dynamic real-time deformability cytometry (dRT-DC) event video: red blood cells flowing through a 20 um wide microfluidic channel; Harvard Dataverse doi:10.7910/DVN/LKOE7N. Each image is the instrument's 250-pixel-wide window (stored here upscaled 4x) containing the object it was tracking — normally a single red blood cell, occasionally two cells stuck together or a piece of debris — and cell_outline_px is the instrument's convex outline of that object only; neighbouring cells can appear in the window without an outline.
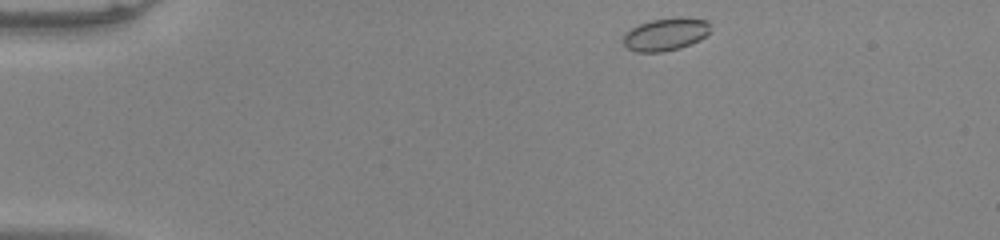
{"species": "common noctule bat (a hibernating species)", "species_latin": "Nyctalus noctula", "temperature_condition": "warm", "stored_images_in_passage": 44, "camera_frame_rate_fps": 3000, "um_per_image_px": 0.085, "animal": {"sex": "male", "body_mass_g": 20.0, "forearm_length_mm": 53.3}, "frame": {"image": 1, "passage_image": 1, "time_ms": 0.0, "image_size_px": [1000, 240], "cell_outline_px": [[708, 32], [700, 40], [680, 48], [664, 52], [636, 52], [628, 48], [624, 44], [624, 36], [632, 28], [640, 24], [652, 20], [680, 16], [708, 20]], "centroid_in_image_um": [56.59, 2.91], "position_along_channel_um": 28.4, "area_um2": 16.42}}
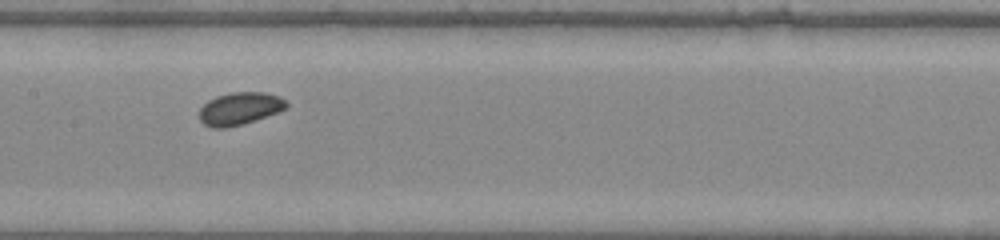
{"frame": {"image": 2, "passage_image": 19, "time_ms": 6.0, "image_size_px": [1000, 240], "cell_outline_px": [[288, 108], [280, 112], [244, 124], [224, 128], [212, 128], [204, 124], [200, 120], [200, 108], [208, 100], [216, 96], [232, 92], [264, 92], [280, 96], [288, 104]], "centroid_in_image_um": [20.41, 9.23], "position_along_channel_um": 187.0, "area_um2": 16.7}}
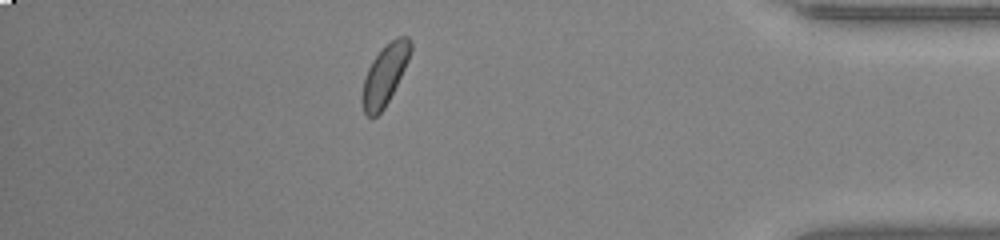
{"frame": {"image": 3, "passage_image": 38, "time_ms": 12.333, "image_size_px": [1000, 240], "cell_outline_px": [[412, 52], [384, 108], [376, 116], [368, 116], [364, 112], [360, 100], [360, 96], [364, 80], [368, 68], [372, 60], [396, 36], [408, 36], [412, 44]], "centroid_in_image_um": [32.69, 6.36], "position_along_channel_um": 402.5, "area_um2": 16.59}}